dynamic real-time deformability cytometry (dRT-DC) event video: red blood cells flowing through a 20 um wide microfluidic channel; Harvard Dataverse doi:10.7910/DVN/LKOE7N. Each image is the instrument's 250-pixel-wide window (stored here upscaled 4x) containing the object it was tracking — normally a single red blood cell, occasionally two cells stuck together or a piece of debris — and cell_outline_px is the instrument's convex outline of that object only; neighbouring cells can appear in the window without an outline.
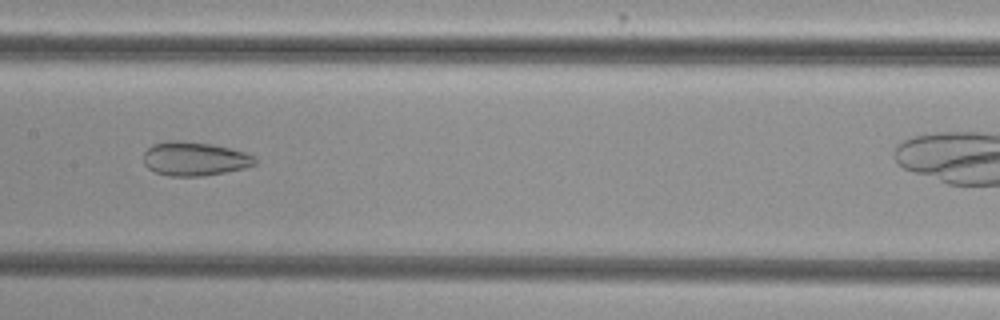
{"species": "common noctule bat (a hibernating species)", "species_latin": "Nyctalus noctula", "temperature_condition": "cold", "stored_images_in_passage": 28, "camera_frame_rate_fps": 3000, "um_per_image_px": 0.085, "animal": {"sex": "female", "body_mass_g": 29.2, "forearm_length_mm": 56.3}, "frame": {"image": 1, "passage_image": 11, "time_ms": 3.333, "image_size_px": [1000, 320], "cell_outline_px": [[256, 164], [244, 168], [224, 172], [200, 176], [168, 176], [156, 172], [148, 168], [144, 164], [144, 152], [152, 144], [168, 140], [176, 140], [212, 144], [244, 152], [256, 156]], "centroid_in_image_um": [16.52, 13.49], "position_along_channel_um": 190.9, "area_um2": 21.96}}
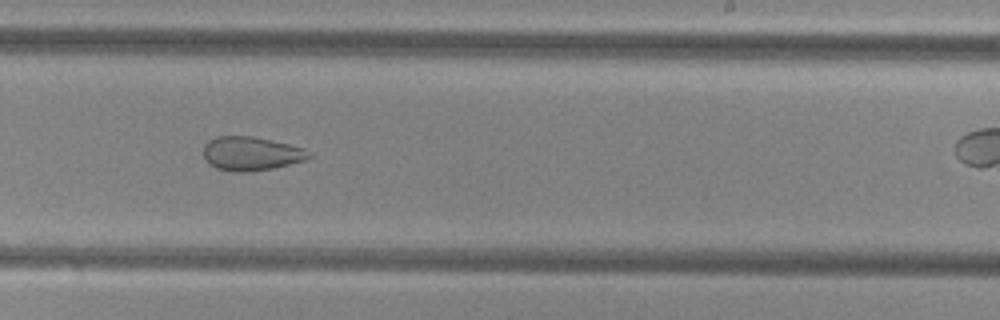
{"frame": {"image": 2, "passage_image": 17, "time_ms": 5.333, "image_size_px": [1000, 320], "cell_outline_px": [[312, 156], [308, 160], [272, 168], [244, 172], [232, 172], [216, 168], [208, 164], [204, 156], [204, 144], [208, 140], [216, 136], [252, 136], [288, 144], [304, 148], [312, 152]], "centroid_in_image_um": [21.35, 13.06], "position_along_channel_um": 267.6, "area_um2": 20.98}}
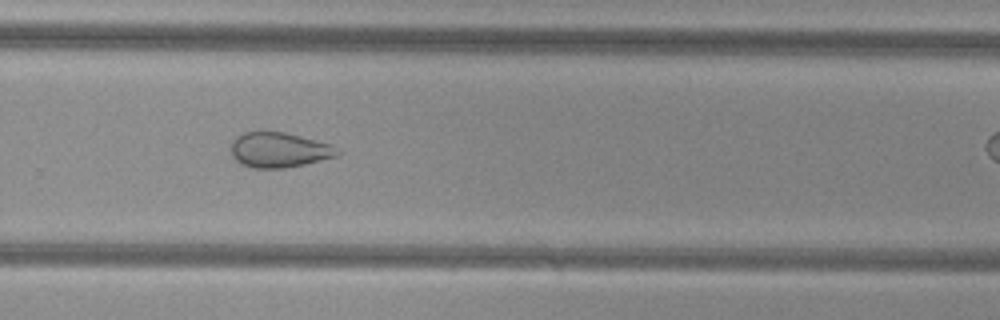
{"frame": {"image": 3, "passage_image": 20, "time_ms": 6.333, "image_size_px": [1000, 320], "cell_outline_px": [[340, 152], [336, 156], [304, 164], [284, 168], [252, 168], [240, 164], [232, 156], [232, 140], [236, 136], [244, 132], [284, 132], [332, 144]], "centroid_in_image_um": [23.7, 12.75], "position_along_channel_um": 306.1, "area_um2": 21.62}}